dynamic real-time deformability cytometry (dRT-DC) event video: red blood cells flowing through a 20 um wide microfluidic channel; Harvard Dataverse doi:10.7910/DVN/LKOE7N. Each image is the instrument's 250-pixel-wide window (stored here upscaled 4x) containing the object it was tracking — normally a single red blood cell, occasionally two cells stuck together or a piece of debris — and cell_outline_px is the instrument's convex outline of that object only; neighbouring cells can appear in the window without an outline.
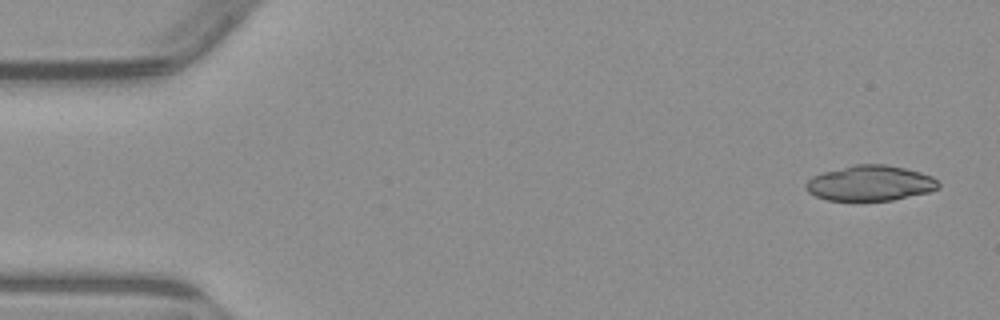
{"species": "common noctule bat (a hibernating species)", "species_latin": "Nyctalus noctula", "temperature_condition": "warm", "stored_images_in_passage": 6, "segment_of_instrument_passage": [2, 2], "camera_frame_rate_fps": 3000, "um_per_image_px": 0.085, "animal": {"sex": "male", "body_mass_g": 23.1, "forearm_length_mm": 52.7}, "frame": {"image": 1, "passage_image": 6, "time_ms": 6.333, "image_size_px": [1000, 320], "cell_outline_px": [[940, 188], [928, 192], [892, 200], [828, 200], [816, 196], [808, 192], [804, 188], [804, 184], [812, 176], [824, 172], [856, 164], [884, 164], [904, 168], [920, 172], [932, 176], [940, 184]], "centroid_in_image_um": [73.96, 15.57], "position_along_channel_um": 11.0, "area_um2": 27.17}}